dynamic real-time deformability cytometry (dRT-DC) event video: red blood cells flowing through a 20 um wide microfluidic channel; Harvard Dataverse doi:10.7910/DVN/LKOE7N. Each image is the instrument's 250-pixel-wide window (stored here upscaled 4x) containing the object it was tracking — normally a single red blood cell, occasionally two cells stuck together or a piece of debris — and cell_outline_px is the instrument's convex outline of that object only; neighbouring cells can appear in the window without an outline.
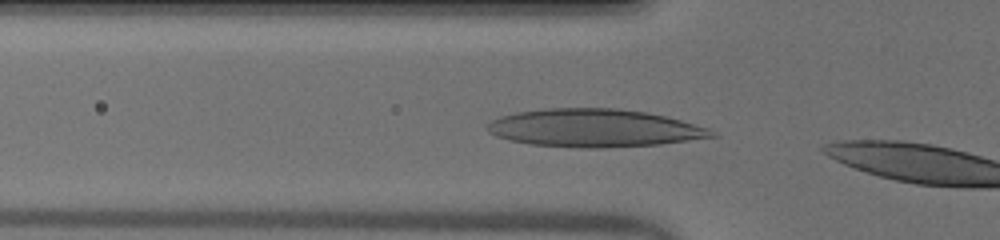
{"species": "human", "species_latin": "Homo sapiens", "temperature_condition": "warm", "stored_images_in_passage": 7, "camera_frame_rate_fps": 3000, "um_per_image_px": 0.085, "donor": {"sex": "male"}, "frame": {"image": 1, "passage_image": 2, "time_ms": 0.333, "image_size_px": [1000, 240], "cell_outline_px": [[720, 136], [660, 144], [600, 148], [580, 148], [532, 144], [508, 140], [496, 136], [488, 132], [488, 124], [492, 120], [500, 116], [516, 112], [548, 108], [616, 108], [644, 112], [664, 116], [680, 120], [708, 128]], "centroid_in_image_um": [50.5, 10.89], "position_along_channel_um": 75.3, "area_um2": 49.42}}
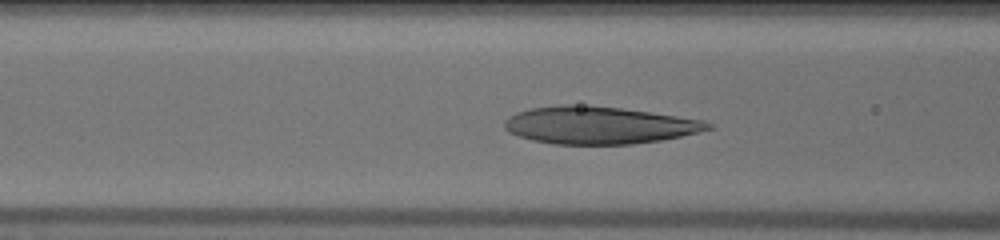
{"frame": {"image": 2, "passage_image": 5, "time_ms": 1.333, "image_size_px": [1000, 240], "cell_outline_px": [[712, 128], [680, 136], [660, 140], [632, 144], [552, 144], [532, 140], [508, 132], [504, 128], [504, 120], [508, 116], [516, 112], [532, 108], [560, 104], [572, 104], [620, 108], [676, 116], [700, 120], [712, 124]], "centroid_in_image_um": [50.82, 10.64], "position_along_channel_um": 115.8, "area_um2": 43.99}}